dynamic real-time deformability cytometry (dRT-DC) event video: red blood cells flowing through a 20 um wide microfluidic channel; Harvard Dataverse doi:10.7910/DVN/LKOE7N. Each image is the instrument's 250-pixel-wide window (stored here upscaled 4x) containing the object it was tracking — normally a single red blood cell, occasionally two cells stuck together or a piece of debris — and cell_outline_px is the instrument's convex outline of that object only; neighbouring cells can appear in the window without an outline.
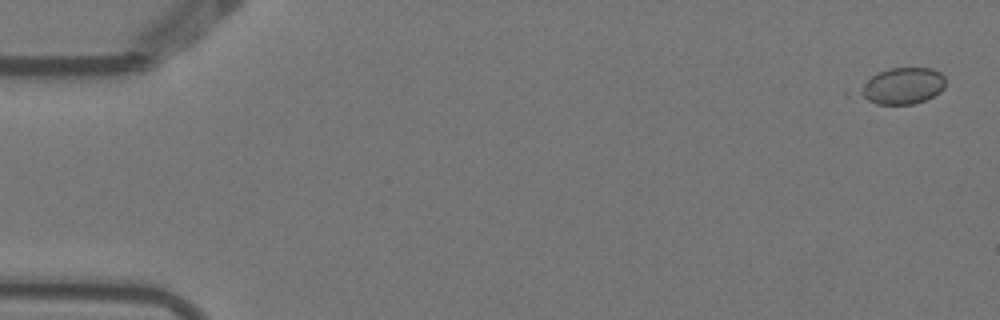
{"species": "Egyptian fruit bat (a non-hibernating species)", "species_latin": "Rousettus aegyptiacus", "temperature_condition": "warm", "stored_images_in_passage": 8, "camera_frame_rate_fps": 3000, "um_per_image_px": 0.085, "animal": {"sex": "female"}, "frame": {"image": 1, "passage_image": 1, "time_ms": 0.0, "image_size_px": [1000, 320], "cell_outline_px": [[944, 88], [940, 92], [924, 100], [912, 104], [876, 104], [860, 96], [856, 92], [872, 76], [880, 72], [892, 68], [932, 68], [940, 72], [944, 76]], "centroid_in_image_um": [76.72, 7.31], "position_along_channel_um": 8.3, "area_um2": 17.98}}
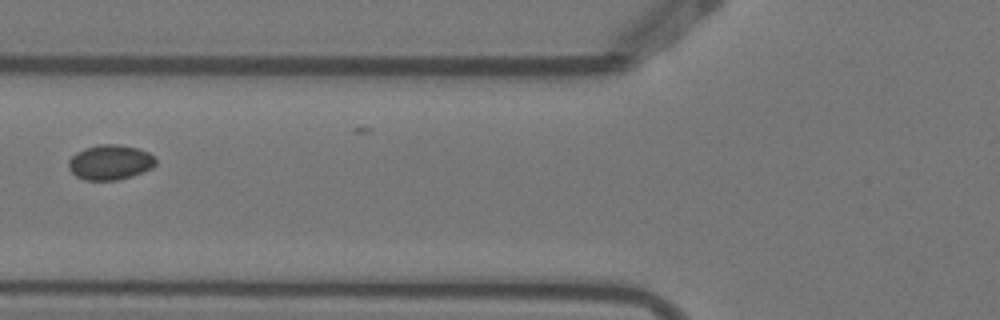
{"frame": {"image": 2, "passage_image": 6, "time_ms": 1.667, "image_size_px": [1000, 320], "cell_outline_px": [[156, 164], [152, 168], [132, 176], [116, 180], [84, 180], [76, 176], [68, 168], [68, 160], [76, 152], [84, 148], [96, 144], [120, 144], [136, 148], [148, 152], [156, 160]], "centroid_in_image_um": [9.33, 13.79], "position_along_channel_um": 116.5, "area_um2": 17.86}}
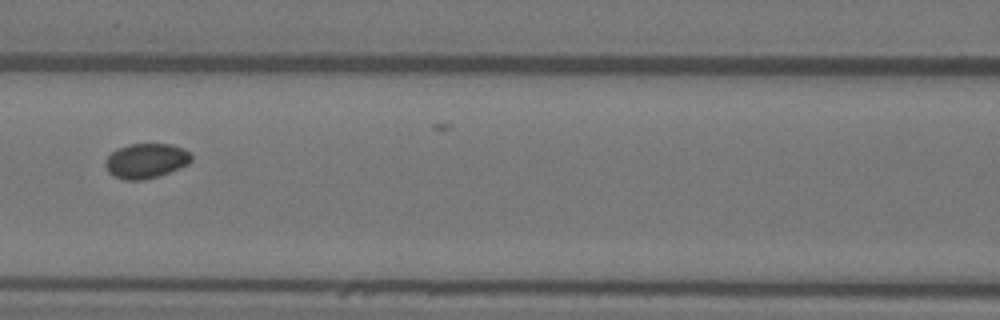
{"frame": {"image": 3, "passage_image": 7, "time_ms": 2.0, "image_size_px": [1000, 320], "cell_outline_px": [[192, 160], [188, 164], [168, 172], [156, 176], [140, 180], [124, 180], [108, 172], [104, 164], [108, 156], [116, 148], [128, 144], [172, 144], [184, 148], [192, 156]], "centroid_in_image_um": [12.4, 13.65], "position_along_channel_um": 154.2, "area_um2": 17.34}}